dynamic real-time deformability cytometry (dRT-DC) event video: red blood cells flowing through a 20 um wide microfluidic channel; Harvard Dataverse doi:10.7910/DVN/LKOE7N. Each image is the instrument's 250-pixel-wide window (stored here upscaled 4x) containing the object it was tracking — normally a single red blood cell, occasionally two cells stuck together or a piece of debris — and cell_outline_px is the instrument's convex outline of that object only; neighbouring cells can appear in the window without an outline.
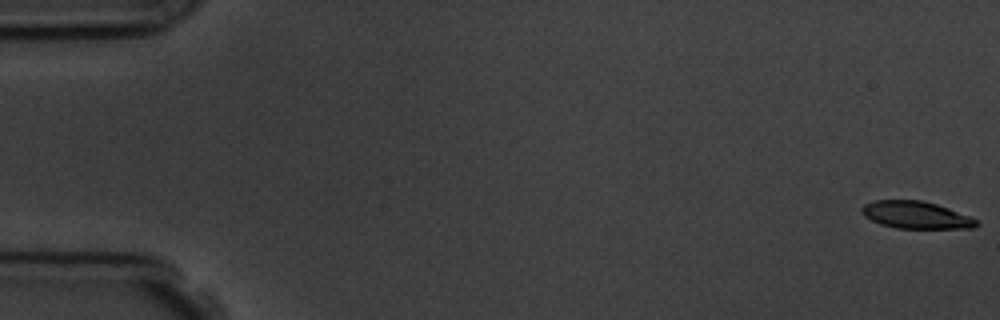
{"species": "common noctule bat (a hibernating species)", "species_latin": "Nyctalus noctula", "temperature_condition": "room temperature", "stored_images_in_passage": 5, "camera_frame_rate_fps": 3000, "um_per_image_px": 0.085, "animal": {"sex": "male", "body_mass_g": 19.5, "forearm_length_mm": 54.6}, "frame": {"image": 1, "passage_image": 1, "time_ms": 0.0, "image_size_px": [1000, 320], "cell_outline_px": [[980, 224], [972, 228], [896, 228], [880, 224], [864, 216], [860, 212], [860, 208], [864, 204], [872, 200], [920, 200], [936, 204], [948, 208], [968, 216], [976, 220]], "centroid_in_image_um": [77.8, 18.27], "position_along_channel_um": 7.2, "area_um2": 18.15}}
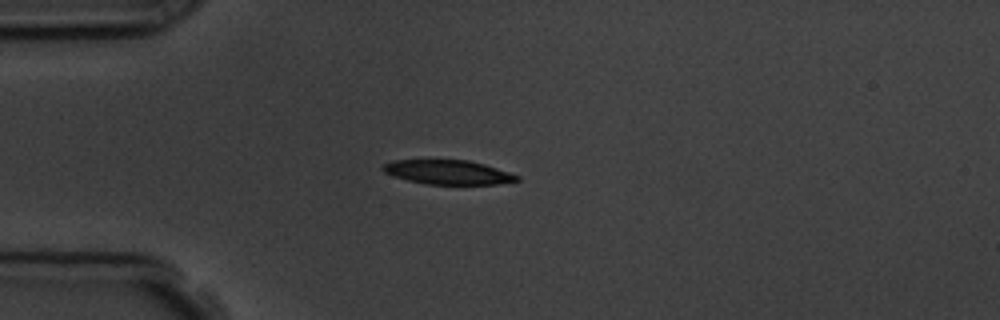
{"frame": {"image": 2, "passage_image": 5, "time_ms": 4.667, "image_size_px": [1000, 320], "cell_outline_px": [[520, 180], [496, 184], [424, 184], [408, 180], [384, 172], [380, 168], [384, 164], [392, 160], [468, 160], [484, 164], [520, 176]], "centroid_in_image_um": [38.07, 14.63], "position_along_channel_um": 46.9, "area_um2": 18.79}}